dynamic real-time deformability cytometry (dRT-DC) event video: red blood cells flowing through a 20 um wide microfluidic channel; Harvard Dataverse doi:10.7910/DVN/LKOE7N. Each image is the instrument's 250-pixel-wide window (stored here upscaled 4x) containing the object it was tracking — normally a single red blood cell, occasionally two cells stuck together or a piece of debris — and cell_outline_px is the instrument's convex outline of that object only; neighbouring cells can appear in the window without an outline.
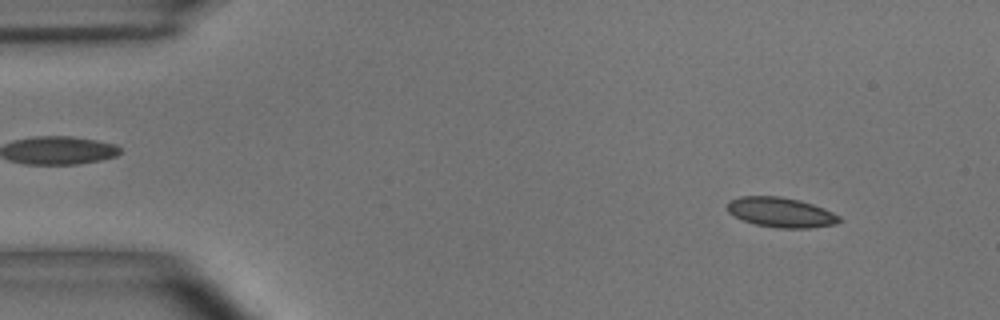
{"species": "common noctule bat (a hibernating species)", "species_latin": "Nyctalus noctula", "temperature_condition": "room temperature", "stored_images_in_passage": 53, "camera_frame_rate_fps": 3000, "um_per_image_px": 0.085, "animal": {"sex": "male", "body_mass_g": 15.6}, "frame": {"image": 1, "passage_image": 5, "time_ms": 1.333, "image_size_px": [1000, 320], "cell_outline_px": [[844, 220], [836, 224], [808, 228], [776, 228], [756, 224], [744, 220], [728, 212], [724, 204], [728, 200], [740, 196], [780, 196], [800, 200], [824, 208], [840, 216]], "centroid_in_image_um": [66.37, 18.04], "position_along_channel_um": 18.6, "area_um2": 19.71}}
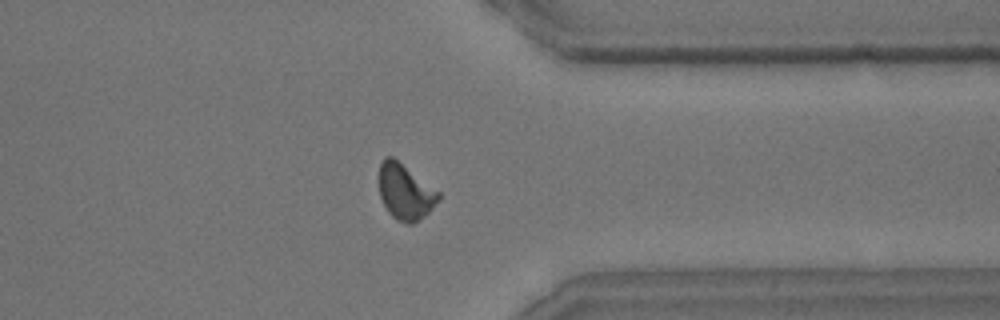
{"frame": {"image": 2, "passage_image": 42, "time_ms": 13.667, "image_size_px": [1000, 320], "cell_outline_px": [[440, 200], [424, 216], [412, 224], [408, 224], [396, 220], [388, 212], [380, 196], [380, 164], [384, 156], [392, 156], [440, 192]], "centroid_in_image_um": [34.45, 16.31], "position_along_channel_um": 376.9, "area_um2": 19.13}}
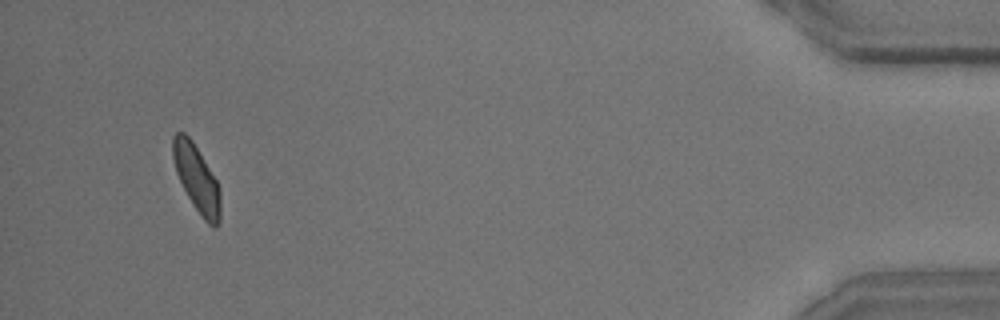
{"frame": {"image": 3, "passage_image": 51, "time_ms": 16.667, "image_size_px": [1000, 320], "cell_outline_px": [[220, 224], [216, 228], [212, 228], [204, 220], [192, 204], [176, 172], [172, 156], [172, 136], [176, 132], [184, 132], [192, 140], [216, 180], [220, 188]], "centroid_in_image_um": [16.72, 15.2], "position_along_channel_um": 418.5, "area_um2": 18.5}, "authors_computed_cell_mechanics": {"area_um2": 19.1896, "velocity_mm_per_s": 3.6474, "shape_relaxation_time_tau1_ms": 5.2998, "shape_relaxation_time_tau2_ms": 0.9079, "deformation_change_tau1": 0.1202, "deformation_change_tau2": 0.0483}}